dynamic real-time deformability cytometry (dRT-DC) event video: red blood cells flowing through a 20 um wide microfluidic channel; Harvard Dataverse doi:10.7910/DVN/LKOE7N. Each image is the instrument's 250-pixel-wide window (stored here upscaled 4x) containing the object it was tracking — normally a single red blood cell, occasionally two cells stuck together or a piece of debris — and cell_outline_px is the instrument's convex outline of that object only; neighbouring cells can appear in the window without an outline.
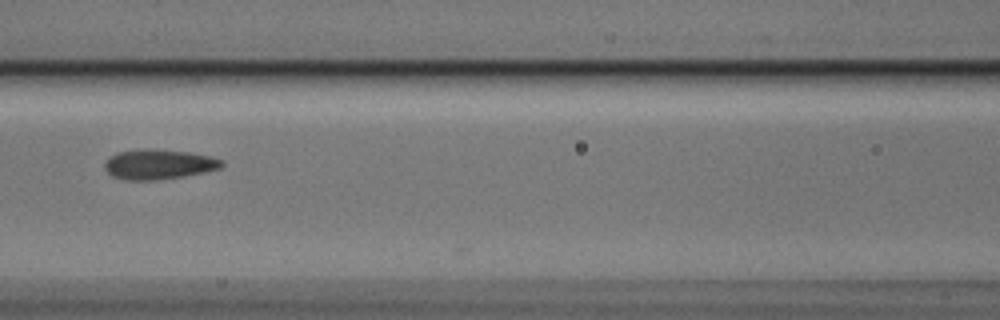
{"species": "Egyptian fruit bat (a non-hibernating species)", "species_latin": "Rousettus aegyptiacus", "temperature_condition": "cold", "stored_images_in_passage": 3, "camera_frame_rate_fps": 3000, "um_per_image_px": 0.085, "animal": {"sex": "male"}, "frame": {"image": 1, "passage_image": 3, "time_ms": 0.667, "image_size_px": [1000, 320], "cell_outline_px": [[224, 164], [220, 168], [204, 172], [184, 176], [156, 180], [124, 180], [112, 176], [104, 168], [104, 164], [116, 152], [152, 148], [188, 152], [212, 156], [224, 160]], "centroid_in_image_um": [13.52, 13.96], "position_along_channel_um": 153.1, "area_um2": 20.46}}